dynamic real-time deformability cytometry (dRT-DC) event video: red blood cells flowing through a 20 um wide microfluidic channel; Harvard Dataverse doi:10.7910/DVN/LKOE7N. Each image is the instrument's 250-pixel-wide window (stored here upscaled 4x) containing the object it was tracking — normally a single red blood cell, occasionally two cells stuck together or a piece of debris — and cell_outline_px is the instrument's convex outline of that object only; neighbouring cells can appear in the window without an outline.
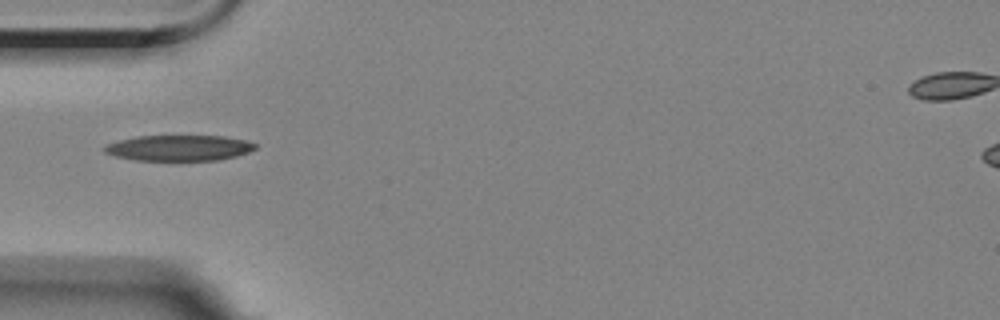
{"species": "Egyptian fruit bat (a non-hibernating species)", "species_latin": "Rousettus aegyptiacus", "temperature_condition": "room temperature", "stored_images_in_passage": 39, "camera_frame_rate_fps": 3000, "um_per_image_px": 0.085, "animal": {"sex": "female"}, "frame": {"image": 1, "passage_image": 1, "time_ms": 0.0, "image_size_px": [1000, 320], "cell_outline_px": [[256, 148], [248, 152], [236, 156], [220, 160], [136, 160], [116, 156], [104, 152], [104, 144], [136, 136], [224, 136], [244, 140], [256, 144]], "centroid_in_image_um": [15.2, 12.57], "position_along_channel_um": 69.8, "area_um2": 22.48}}
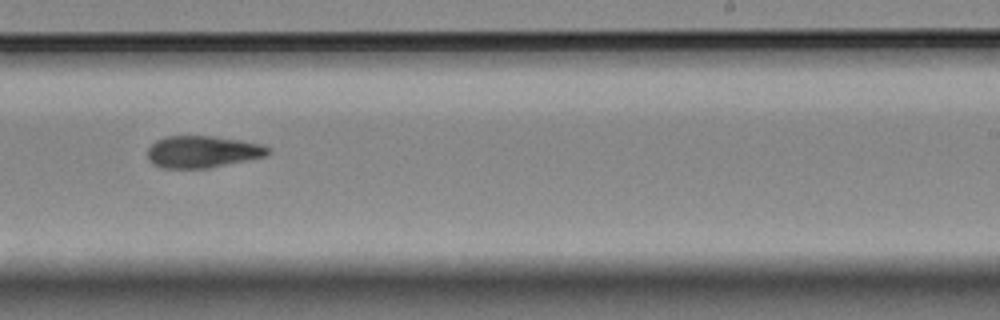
{"frame": {"image": 2, "passage_image": 18, "time_ms": 5.667, "image_size_px": [1000, 320], "cell_outline_px": [[272, 152], [264, 156], [208, 168], [160, 168], [152, 164], [148, 160], [148, 148], [156, 140], [164, 136], [212, 136], [240, 140], [260, 144], [268, 148]], "centroid_in_image_um": [17.15, 12.9], "position_along_channel_um": 271.8, "area_um2": 22.31}}
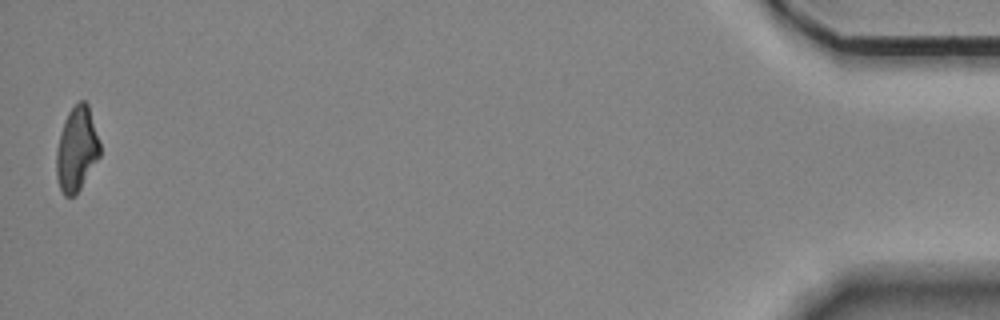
{"frame": {"image": 3, "passage_image": 39, "time_ms": 12.667, "image_size_px": [1000, 320], "cell_outline_px": [[100, 156], [76, 196], [64, 196], [60, 188], [56, 176], [56, 148], [64, 120], [68, 112], [80, 100], [84, 100], [88, 104], [100, 144]], "centroid_in_image_um": [6.51, 12.7], "position_along_channel_um": 428.7, "area_um2": 21.44}, "authors_computed_cell_mechanics": {"area_um2": 22.3108, "velocity_mm_per_s": 3.5488, "shape_relaxation_time_tau1_ms": 6.6801, "shape_relaxation_time_tau2_ms": 9.0495, "deformation_change_tau1": 0.2026, "deformation_change_tau2": 0.191}}